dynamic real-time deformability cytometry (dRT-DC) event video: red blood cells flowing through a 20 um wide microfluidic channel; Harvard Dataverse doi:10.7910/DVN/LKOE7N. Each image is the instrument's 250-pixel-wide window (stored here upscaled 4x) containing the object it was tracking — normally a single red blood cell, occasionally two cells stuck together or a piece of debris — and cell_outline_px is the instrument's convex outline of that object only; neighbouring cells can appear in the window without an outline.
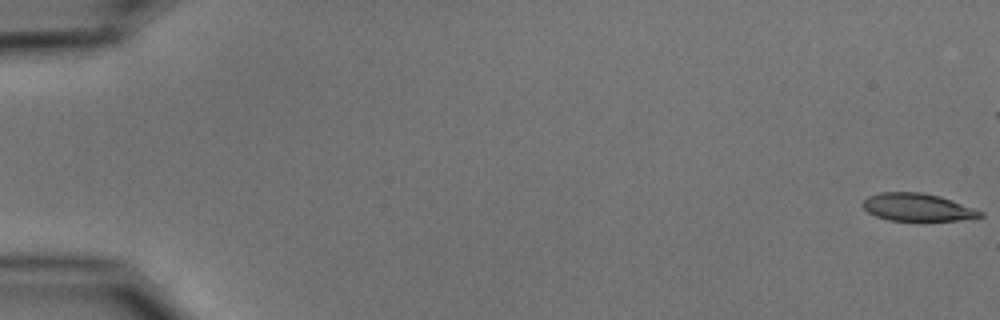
{"species": "common noctule bat (a hibernating species)", "species_latin": "Nyctalus noctula", "temperature_condition": "cold", "stored_images_in_passage": 55, "camera_frame_rate_fps": 3000, "um_per_image_px": 0.085, "animal": {"sex": "male", "body_mass_g": 15.6}, "frame": {"image": 1, "passage_image": 1, "time_ms": 0.0, "image_size_px": [1000, 320], "cell_outline_px": [[984, 216], [960, 220], [920, 224], [888, 220], [876, 216], [868, 212], [860, 204], [868, 196], [880, 192], [920, 192], [940, 196], [984, 212]], "centroid_in_image_um": [77.98, 17.67], "position_along_channel_um": 7.0, "area_um2": 19.83}}
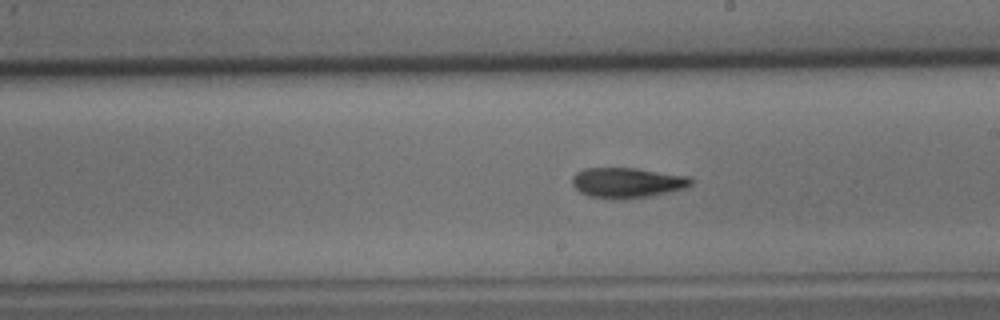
{"frame": {"image": 2, "passage_image": 32, "time_ms": 10.333, "image_size_px": [1000, 320], "cell_outline_px": [[692, 184], [684, 188], [668, 192], [648, 196], [624, 200], [612, 200], [588, 196], [580, 192], [572, 184], [572, 176], [576, 172], [584, 168], [636, 168], [688, 176], [692, 180]], "centroid_in_image_um": [53.26, 15.54], "position_along_channel_um": 235.7, "area_um2": 21.1}}
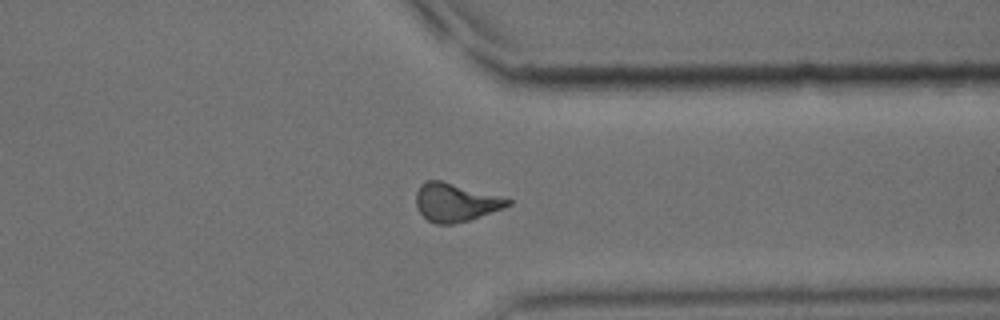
{"frame": {"image": 3, "passage_image": 43, "time_ms": 14.0, "image_size_px": [1000, 320], "cell_outline_px": [[512, 204], [504, 208], [468, 220], [452, 224], [436, 224], [428, 220], [416, 208], [416, 192], [420, 184], [428, 180], [440, 180], [512, 200]], "centroid_in_image_um": [38.68, 17.21], "position_along_channel_um": 372.7, "area_um2": 20.11}, "authors_computed_cell_mechanics": {"area_um2": 20.3456, "velocity_mm_per_s": 3.7616, "shape_relaxation_time_tau1_ms": 6.4311, "shape_relaxation_time_tau2_ms": 5.0286, "deformation_change_tau1": 0.1707, "deformation_change_tau2": 0.1297}}